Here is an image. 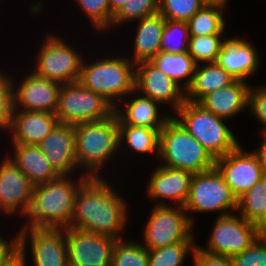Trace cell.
I'll list each match as a JSON object with an SVG mask.
<instances>
[{
	"label": "cell",
	"mask_w": 266,
	"mask_h": 266,
	"mask_svg": "<svg viewBox=\"0 0 266 266\" xmlns=\"http://www.w3.org/2000/svg\"><path fill=\"white\" fill-rule=\"evenodd\" d=\"M108 183L102 177H89L80 186L70 227L123 239L120 233L129 219L128 205Z\"/></svg>",
	"instance_id": "cell-1"
},
{
	"label": "cell",
	"mask_w": 266,
	"mask_h": 266,
	"mask_svg": "<svg viewBox=\"0 0 266 266\" xmlns=\"http://www.w3.org/2000/svg\"><path fill=\"white\" fill-rule=\"evenodd\" d=\"M257 240L255 223L238 215L218 217L214 222L206 248L201 250L232 258L250 247Z\"/></svg>",
	"instance_id": "cell-11"
},
{
	"label": "cell",
	"mask_w": 266,
	"mask_h": 266,
	"mask_svg": "<svg viewBox=\"0 0 266 266\" xmlns=\"http://www.w3.org/2000/svg\"><path fill=\"white\" fill-rule=\"evenodd\" d=\"M173 117L216 159L234 151L240 143L226 119L217 117L197 102L185 101Z\"/></svg>",
	"instance_id": "cell-6"
},
{
	"label": "cell",
	"mask_w": 266,
	"mask_h": 266,
	"mask_svg": "<svg viewBox=\"0 0 266 266\" xmlns=\"http://www.w3.org/2000/svg\"><path fill=\"white\" fill-rule=\"evenodd\" d=\"M165 20L160 13L138 20L132 48L134 56L129 57L135 65L151 61L161 51Z\"/></svg>",
	"instance_id": "cell-25"
},
{
	"label": "cell",
	"mask_w": 266,
	"mask_h": 266,
	"mask_svg": "<svg viewBox=\"0 0 266 266\" xmlns=\"http://www.w3.org/2000/svg\"><path fill=\"white\" fill-rule=\"evenodd\" d=\"M203 6L201 0H159L158 13L166 20L187 22Z\"/></svg>",
	"instance_id": "cell-37"
},
{
	"label": "cell",
	"mask_w": 266,
	"mask_h": 266,
	"mask_svg": "<svg viewBox=\"0 0 266 266\" xmlns=\"http://www.w3.org/2000/svg\"><path fill=\"white\" fill-rule=\"evenodd\" d=\"M204 5H227L229 0H201Z\"/></svg>",
	"instance_id": "cell-46"
},
{
	"label": "cell",
	"mask_w": 266,
	"mask_h": 266,
	"mask_svg": "<svg viewBox=\"0 0 266 266\" xmlns=\"http://www.w3.org/2000/svg\"><path fill=\"white\" fill-rule=\"evenodd\" d=\"M61 36L49 34L37 53L35 74L62 85L79 82L85 58Z\"/></svg>",
	"instance_id": "cell-8"
},
{
	"label": "cell",
	"mask_w": 266,
	"mask_h": 266,
	"mask_svg": "<svg viewBox=\"0 0 266 266\" xmlns=\"http://www.w3.org/2000/svg\"><path fill=\"white\" fill-rule=\"evenodd\" d=\"M184 209L187 213L219 211L218 217H222L237 210V198L214 167L211 170L193 174Z\"/></svg>",
	"instance_id": "cell-10"
},
{
	"label": "cell",
	"mask_w": 266,
	"mask_h": 266,
	"mask_svg": "<svg viewBox=\"0 0 266 266\" xmlns=\"http://www.w3.org/2000/svg\"><path fill=\"white\" fill-rule=\"evenodd\" d=\"M18 252V238L15 235L9 243L0 236V266H4Z\"/></svg>",
	"instance_id": "cell-42"
},
{
	"label": "cell",
	"mask_w": 266,
	"mask_h": 266,
	"mask_svg": "<svg viewBox=\"0 0 266 266\" xmlns=\"http://www.w3.org/2000/svg\"><path fill=\"white\" fill-rule=\"evenodd\" d=\"M189 215L182 206L155 205L145 224L141 244L147 249H158L195 241L194 217Z\"/></svg>",
	"instance_id": "cell-7"
},
{
	"label": "cell",
	"mask_w": 266,
	"mask_h": 266,
	"mask_svg": "<svg viewBox=\"0 0 266 266\" xmlns=\"http://www.w3.org/2000/svg\"><path fill=\"white\" fill-rule=\"evenodd\" d=\"M159 164L147 183V196L158 200L156 205H171L166 203L168 199L173 200L174 205L184 207L189 197L193 173Z\"/></svg>",
	"instance_id": "cell-18"
},
{
	"label": "cell",
	"mask_w": 266,
	"mask_h": 266,
	"mask_svg": "<svg viewBox=\"0 0 266 266\" xmlns=\"http://www.w3.org/2000/svg\"><path fill=\"white\" fill-rule=\"evenodd\" d=\"M215 168L237 199L264 176L257 156L253 151L246 152L241 144L227 155L216 158Z\"/></svg>",
	"instance_id": "cell-14"
},
{
	"label": "cell",
	"mask_w": 266,
	"mask_h": 266,
	"mask_svg": "<svg viewBox=\"0 0 266 266\" xmlns=\"http://www.w3.org/2000/svg\"><path fill=\"white\" fill-rule=\"evenodd\" d=\"M151 62L185 91L191 84L197 67V63L188 51L180 54L160 51ZM182 80H185L183 84Z\"/></svg>",
	"instance_id": "cell-27"
},
{
	"label": "cell",
	"mask_w": 266,
	"mask_h": 266,
	"mask_svg": "<svg viewBox=\"0 0 266 266\" xmlns=\"http://www.w3.org/2000/svg\"><path fill=\"white\" fill-rule=\"evenodd\" d=\"M135 67V90L141 95L162 106L171 104L175 112L185 103V90L151 61L138 63Z\"/></svg>",
	"instance_id": "cell-15"
},
{
	"label": "cell",
	"mask_w": 266,
	"mask_h": 266,
	"mask_svg": "<svg viewBox=\"0 0 266 266\" xmlns=\"http://www.w3.org/2000/svg\"><path fill=\"white\" fill-rule=\"evenodd\" d=\"M190 40L187 22L165 20L161 41V51L180 54L188 51Z\"/></svg>",
	"instance_id": "cell-35"
},
{
	"label": "cell",
	"mask_w": 266,
	"mask_h": 266,
	"mask_svg": "<svg viewBox=\"0 0 266 266\" xmlns=\"http://www.w3.org/2000/svg\"><path fill=\"white\" fill-rule=\"evenodd\" d=\"M17 238L18 251H26L30 241L34 266H69L65 228H21Z\"/></svg>",
	"instance_id": "cell-12"
},
{
	"label": "cell",
	"mask_w": 266,
	"mask_h": 266,
	"mask_svg": "<svg viewBox=\"0 0 266 266\" xmlns=\"http://www.w3.org/2000/svg\"><path fill=\"white\" fill-rule=\"evenodd\" d=\"M248 109L264 127L261 133L266 134V86L250 87Z\"/></svg>",
	"instance_id": "cell-40"
},
{
	"label": "cell",
	"mask_w": 266,
	"mask_h": 266,
	"mask_svg": "<svg viewBox=\"0 0 266 266\" xmlns=\"http://www.w3.org/2000/svg\"><path fill=\"white\" fill-rule=\"evenodd\" d=\"M191 256L194 266H234L232 258L205 252L198 245Z\"/></svg>",
	"instance_id": "cell-41"
},
{
	"label": "cell",
	"mask_w": 266,
	"mask_h": 266,
	"mask_svg": "<svg viewBox=\"0 0 266 266\" xmlns=\"http://www.w3.org/2000/svg\"><path fill=\"white\" fill-rule=\"evenodd\" d=\"M1 163L0 210L6 215L19 213L20 217L25 218L31 205L34 185L7 155Z\"/></svg>",
	"instance_id": "cell-16"
},
{
	"label": "cell",
	"mask_w": 266,
	"mask_h": 266,
	"mask_svg": "<svg viewBox=\"0 0 266 266\" xmlns=\"http://www.w3.org/2000/svg\"><path fill=\"white\" fill-rule=\"evenodd\" d=\"M61 87L58 82L30 72L17 89L13 85L14 110L55 114Z\"/></svg>",
	"instance_id": "cell-17"
},
{
	"label": "cell",
	"mask_w": 266,
	"mask_h": 266,
	"mask_svg": "<svg viewBox=\"0 0 266 266\" xmlns=\"http://www.w3.org/2000/svg\"><path fill=\"white\" fill-rule=\"evenodd\" d=\"M115 108L80 82L62 85L55 116L60 124L77 125L109 117Z\"/></svg>",
	"instance_id": "cell-9"
},
{
	"label": "cell",
	"mask_w": 266,
	"mask_h": 266,
	"mask_svg": "<svg viewBox=\"0 0 266 266\" xmlns=\"http://www.w3.org/2000/svg\"><path fill=\"white\" fill-rule=\"evenodd\" d=\"M10 77L0 71V129L4 131H9L14 111V80Z\"/></svg>",
	"instance_id": "cell-38"
},
{
	"label": "cell",
	"mask_w": 266,
	"mask_h": 266,
	"mask_svg": "<svg viewBox=\"0 0 266 266\" xmlns=\"http://www.w3.org/2000/svg\"><path fill=\"white\" fill-rule=\"evenodd\" d=\"M13 155L9 159L29 178L33 185L46 183L56 179L60 175L53 169L48 159L34 144H15Z\"/></svg>",
	"instance_id": "cell-24"
},
{
	"label": "cell",
	"mask_w": 266,
	"mask_h": 266,
	"mask_svg": "<svg viewBox=\"0 0 266 266\" xmlns=\"http://www.w3.org/2000/svg\"><path fill=\"white\" fill-rule=\"evenodd\" d=\"M228 5H204L187 21L190 36L223 35L226 28L224 9Z\"/></svg>",
	"instance_id": "cell-29"
},
{
	"label": "cell",
	"mask_w": 266,
	"mask_h": 266,
	"mask_svg": "<svg viewBox=\"0 0 266 266\" xmlns=\"http://www.w3.org/2000/svg\"><path fill=\"white\" fill-rule=\"evenodd\" d=\"M158 158L165 167L193 174L213 169L216 160L173 116L160 131Z\"/></svg>",
	"instance_id": "cell-5"
},
{
	"label": "cell",
	"mask_w": 266,
	"mask_h": 266,
	"mask_svg": "<svg viewBox=\"0 0 266 266\" xmlns=\"http://www.w3.org/2000/svg\"><path fill=\"white\" fill-rule=\"evenodd\" d=\"M239 215L255 223L266 211V176H263L245 194L237 199Z\"/></svg>",
	"instance_id": "cell-30"
},
{
	"label": "cell",
	"mask_w": 266,
	"mask_h": 266,
	"mask_svg": "<svg viewBox=\"0 0 266 266\" xmlns=\"http://www.w3.org/2000/svg\"><path fill=\"white\" fill-rule=\"evenodd\" d=\"M70 175H60L54 180L33 186L32 201L22 228L64 229L71 225L75 196L80 186L89 178L80 175L72 180Z\"/></svg>",
	"instance_id": "cell-2"
},
{
	"label": "cell",
	"mask_w": 266,
	"mask_h": 266,
	"mask_svg": "<svg viewBox=\"0 0 266 266\" xmlns=\"http://www.w3.org/2000/svg\"><path fill=\"white\" fill-rule=\"evenodd\" d=\"M111 266H148V249L136 240L119 239L113 249Z\"/></svg>",
	"instance_id": "cell-32"
},
{
	"label": "cell",
	"mask_w": 266,
	"mask_h": 266,
	"mask_svg": "<svg viewBox=\"0 0 266 266\" xmlns=\"http://www.w3.org/2000/svg\"><path fill=\"white\" fill-rule=\"evenodd\" d=\"M234 266H266V241L256 240L246 250L232 257Z\"/></svg>",
	"instance_id": "cell-39"
},
{
	"label": "cell",
	"mask_w": 266,
	"mask_h": 266,
	"mask_svg": "<svg viewBox=\"0 0 266 266\" xmlns=\"http://www.w3.org/2000/svg\"><path fill=\"white\" fill-rule=\"evenodd\" d=\"M127 0H109L110 11L115 14Z\"/></svg>",
	"instance_id": "cell-45"
},
{
	"label": "cell",
	"mask_w": 266,
	"mask_h": 266,
	"mask_svg": "<svg viewBox=\"0 0 266 266\" xmlns=\"http://www.w3.org/2000/svg\"><path fill=\"white\" fill-rule=\"evenodd\" d=\"M250 87L246 81L235 80L229 86L203 96L197 103L217 117L230 119L248 109Z\"/></svg>",
	"instance_id": "cell-22"
},
{
	"label": "cell",
	"mask_w": 266,
	"mask_h": 266,
	"mask_svg": "<svg viewBox=\"0 0 266 266\" xmlns=\"http://www.w3.org/2000/svg\"><path fill=\"white\" fill-rule=\"evenodd\" d=\"M81 7L91 26L100 33L111 29L113 13L110 11L109 0H74Z\"/></svg>",
	"instance_id": "cell-36"
},
{
	"label": "cell",
	"mask_w": 266,
	"mask_h": 266,
	"mask_svg": "<svg viewBox=\"0 0 266 266\" xmlns=\"http://www.w3.org/2000/svg\"><path fill=\"white\" fill-rule=\"evenodd\" d=\"M259 54L253 44L243 38H228L223 44L216 63L236 80L247 82L260 65Z\"/></svg>",
	"instance_id": "cell-20"
},
{
	"label": "cell",
	"mask_w": 266,
	"mask_h": 266,
	"mask_svg": "<svg viewBox=\"0 0 266 266\" xmlns=\"http://www.w3.org/2000/svg\"><path fill=\"white\" fill-rule=\"evenodd\" d=\"M69 266H111L113 249L117 239L65 228Z\"/></svg>",
	"instance_id": "cell-13"
},
{
	"label": "cell",
	"mask_w": 266,
	"mask_h": 266,
	"mask_svg": "<svg viewBox=\"0 0 266 266\" xmlns=\"http://www.w3.org/2000/svg\"><path fill=\"white\" fill-rule=\"evenodd\" d=\"M255 230H256L257 240L266 241V211L255 222Z\"/></svg>",
	"instance_id": "cell-44"
},
{
	"label": "cell",
	"mask_w": 266,
	"mask_h": 266,
	"mask_svg": "<svg viewBox=\"0 0 266 266\" xmlns=\"http://www.w3.org/2000/svg\"><path fill=\"white\" fill-rule=\"evenodd\" d=\"M132 93L135 97H128L127 100L131 99L130 101H121L122 103L124 102L123 104L126 106L124 109H122V107L119 109L115 108V113L118 116V125L163 128L173 114L168 115L167 113V115H159L161 112L158 108L159 102L139 94L136 90ZM136 94H138V96Z\"/></svg>",
	"instance_id": "cell-23"
},
{
	"label": "cell",
	"mask_w": 266,
	"mask_h": 266,
	"mask_svg": "<svg viewBox=\"0 0 266 266\" xmlns=\"http://www.w3.org/2000/svg\"><path fill=\"white\" fill-rule=\"evenodd\" d=\"M162 128H148L132 125H118L119 151L122 145L138 154L156 153L159 157L160 131ZM121 146V147H120Z\"/></svg>",
	"instance_id": "cell-28"
},
{
	"label": "cell",
	"mask_w": 266,
	"mask_h": 266,
	"mask_svg": "<svg viewBox=\"0 0 266 266\" xmlns=\"http://www.w3.org/2000/svg\"><path fill=\"white\" fill-rule=\"evenodd\" d=\"M108 57L88 65L83 60L79 82L119 108V103L135 90V64L129 57Z\"/></svg>",
	"instance_id": "cell-4"
},
{
	"label": "cell",
	"mask_w": 266,
	"mask_h": 266,
	"mask_svg": "<svg viewBox=\"0 0 266 266\" xmlns=\"http://www.w3.org/2000/svg\"><path fill=\"white\" fill-rule=\"evenodd\" d=\"M223 37V35L190 36L188 53L197 64L215 63L223 44L227 41V38Z\"/></svg>",
	"instance_id": "cell-33"
},
{
	"label": "cell",
	"mask_w": 266,
	"mask_h": 266,
	"mask_svg": "<svg viewBox=\"0 0 266 266\" xmlns=\"http://www.w3.org/2000/svg\"><path fill=\"white\" fill-rule=\"evenodd\" d=\"M262 137L263 139L259 145V148L257 146V149L253 152L259 160L264 176H266V134H262Z\"/></svg>",
	"instance_id": "cell-43"
},
{
	"label": "cell",
	"mask_w": 266,
	"mask_h": 266,
	"mask_svg": "<svg viewBox=\"0 0 266 266\" xmlns=\"http://www.w3.org/2000/svg\"><path fill=\"white\" fill-rule=\"evenodd\" d=\"M235 80L216 62L197 64L191 84L185 91V99L198 102L203 96L227 87Z\"/></svg>",
	"instance_id": "cell-26"
},
{
	"label": "cell",
	"mask_w": 266,
	"mask_h": 266,
	"mask_svg": "<svg viewBox=\"0 0 266 266\" xmlns=\"http://www.w3.org/2000/svg\"><path fill=\"white\" fill-rule=\"evenodd\" d=\"M75 144L74 125L59 123L37 145L59 175H71L78 168Z\"/></svg>",
	"instance_id": "cell-19"
},
{
	"label": "cell",
	"mask_w": 266,
	"mask_h": 266,
	"mask_svg": "<svg viewBox=\"0 0 266 266\" xmlns=\"http://www.w3.org/2000/svg\"><path fill=\"white\" fill-rule=\"evenodd\" d=\"M59 124L55 114L14 110L8 132L15 144H38Z\"/></svg>",
	"instance_id": "cell-21"
},
{
	"label": "cell",
	"mask_w": 266,
	"mask_h": 266,
	"mask_svg": "<svg viewBox=\"0 0 266 266\" xmlns=\"http://www.w3.org/2000/svg\"><path fill=\"white\" fill-rule=\"evenodd\" d=\"M195 241H183L158 249H148V266H183L188 253L193 254Z\"/></svg>",
	"instance_id": "cell-31"
},
{
	"label": "cell",
	"mask_w": 266,
	"mask_h": 266,
	"mask_svg": "<svg viewBox=\"0 0 266 266\" xmlns=\"http://www.w3.org/2000/svg\"><path fill=\"white\" fill-rule=\"evenodd\" d=\"M74 128L78 168L86 170L84 174L88 177H101L102 166L109 164L119 150L117 114L114 111L107 118L77 124Z\"/></svg>",
	"instance_id": "cell-3"
},
{
	"label": "cell",
	"mask_w": 266,
	"mask_h": 266,
	"mask_svg": "<svg viewBox=\"0 0 266 266\" xmlns=\"http://www.w3.org/2000/svg\"><path fill=\"white\" fill-rule=\"evenodd\" d=\"M159 10V0H127L113 15L111 27L121 26L126 22H136L157 14Z\"/></svg>",
	"instance_id": "cell-34"
}]
</instances>
